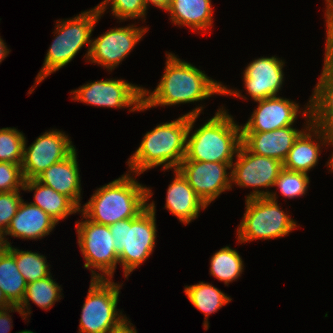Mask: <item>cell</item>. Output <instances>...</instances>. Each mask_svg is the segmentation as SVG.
Masks as SVG:
<instances>
[{
  "label": "cell",
  "mask_w": 333,
  "mask_h": 333,
  "mask_svg": "<svg viewBox=\"0 0 333 333\" xmlns=\"http://www.w3.org/2000/svg\"><path fill=\"white\" fill-rule=\"evenodd\" d=\"M166 67L154 91L143 88V107L145 110L156 106H172L198 102L212 95H233L246 97L239 90L228 89L221 82L214 81L204 71L191 63L182 61L175 54L166 53Z\"/></svg>",
  "instance_id": "6da1fadb"
},
{
  "label": "cell",
  "mask_w": 333,
  "mask_h": 333,
  "mask_svg": "<svg viewBox=\"0 0 333 333\" xmlns=\"http://www.w3.org/2000/svg\"><path fill=\"white\" fill-rule=\"evenodd\" d=\"M203 108L198 106L178 119L158 124L147 132L138 149L128 158V172L139 176L161 165L163 170L177 169L186 155L189 116H199Z\"/></svg>",
  "instance_id": "7a4b0ae2"
},
{
  "label": "cell",
  "mask_w": 333,
  "mask_h": 333,
  "mask_svg": "<svg viewBox=\"0 0 333 333\" xmlns=\"http://www.w3.org/2000/svg\"><path fill=\"white\" fill-rule=\"evenodd\" d=\"M152 195L150 188L138 183L135 175L128 172L96 189L79 212L83 220L87 218L109 226L120 220L137 217L148 207L147 202Z\"/></svg>",
  "instance_id": "3957f363"
},
{
  "label": "cell",
  "mask_w": 333,
  "mask_h": 333,
  "mask_svg": "<svg viewBox=\"0 0 333 333\" xmlns=\"http://www.w3.org/2000/svg\"><path fill=\"white\" fill-rule=\"evenodd\" d=\"M197 118L198 116H189L186 155L183 160L233 163V157L241 146V126L221 107L211 119L192 133Z\"/></svg>",
  "instance_id": "277c9868"
},
{
  "label": "cell",
  "mask_w": 333,
  "mask_h": 333,
  "mask_svg": "<svg viewBox=\"0 0 333 333\" xmlns=\"http://www.w3.org/2000/svg\"><path fill=\"white\" fill-rule=\"evenodd\" d=\"M101 19L97 7L66 20H57L53 32L54 40L51 43L44 59L43 67L36 76L35 85L29 89V94L34 91L47 76L66 66L79 53L85 45H89L84 58L88 60L91 48V34L96 23Z\"/></svg>",
  "instance_id": "5b68a950"
},
{
  "label": "cell",
  "mask_w": 333,
  "mask_h": 333,
  "mask_svg": "<svg viewBox=\"0 0 333 333\" xmlns=\"http://www.w3.org/2000/svg\"><path fill=\"white\" fill-rule=\"evenodd\" d=\"M155 213V203L152 201L137 217L109 225L113 245L127 280L131 272L153 254L157 236Z\"/></svg>",
  "instance_id": "8992f818"
},
{
  "label": "cell",
  "mask_w": 333,
  "mask_h": 333,
  "mask_svg": "<svg viewBox=\"0 0 333 333\" xmlns=\"http://www.w3.org/2000/svg\"><path fill=\"white\" fill-rule=\"evenodd\" d=\"M276 195L272 191L268 197L245 200L246 210L237 229L239 243L281 238L298 227L296 221L280 208Z\"/></svg>",
  "instance_id": "52a82bcc"
},
{
  "label": "cell",
  "mask_w": 333,
  "mask_h": 333,
  "mask_svg": "<svg viewBox=\"0 0 333 333\" xmlns=\"http://www.w3.org/2000/svg\"><path fill=\"white\" fill-rule=\"evenodd\" d=\"M112 281L91 279L81 311L78 333H108L126 317L122 311H117L123 284Z\"/></svg>",
  "instance_id": "ba28073f"
},
{
  "label": "cell",
  "mask_w": 333,
  "mask_h": 333,
  "mask_svg": "<svg viewBox=\"0 0 333 333\" xmlns=\"http://www.w3.org/2000/svg\"><path fill=\"white\" fill-rule=\"evenodd\" d=\"M76 231L78 245L85 260L84 268L91 270V279L113 278L119 255L114 248L109 226L86 218L76 222Z\"/></svg>",
  "instance_id": "9c48e42d"
},
{
  "label": "cell",
  "mask_w": 333,
  "mask_h": 333,
  "mask_svg": "<svg viewBox=\"0 0 333 333\" xmlns=\"http://www.w3.org/2000/svg\"><path fill=\"white\" fill-rule=\"evenodd\" d=\"M71 94L72 100L88 105L116 109L129 108V112L145 110L143 87L122 79L93 81L72 90Z\"/></svg>",
  "instance_id": "30bf717a"
},
{
  "label": "cell",
  "mask_w": 333,
  "mask_h": 333,
  "mask_svg": "<svg viewBox=\"0 0 333 333\" xmlns=\"http://www.w3.org/2000/svg\"><path fill=\"white\" fill-rule=\"evenodd\" d=\"M235 159L237 160L231 165V184L244 188L253 187L255 190L250 192L246 199L268 197L270 191H267V188L274 187L283 163L251 153L242 144ZM259 188H266V191Z\"/></svg>",
  "instance_id": "8fae6325"
},
{
  "label": "cell",
  "mask_w": 333,
  "mask_h": 333,
  "mask_svg": "<svg viewBox=\"0 0 333 333\" xmlns=\"http://www.w3.org/2000/svg\"><path fill=\"white\" fill-rule=\"evenodd\" d=\"M26 143L25 137L21 163L25 180L35 179L52 164L64 160L76 149L68 135L57 129L43 133L29 147H26Z\"/></svg>",
  "instance_id": "7c38bea8"
},
{
  "label": "cell",
  "mask_w": 333,
  "mask_h": 333,
  "mask_svg": "<svg viewBox=\"0 0 333 333\" xmlns=\"http://www.w3.org/2000/svg\"><path fill=\"white\" fill-rule=\"evenodd\" d=\"M148 31V27H137L135 24L109 29L99 37L91 38L88 62L101 65L112 71L118 67L137 43Z\"/></svg>",
  "instance_id": "4fadbf2b"
},
{
  "label": "cell",
  "mask_w": 333,
  "mask_h": 333,
  "mask_svg": "<svg viewBox=\"0 0 333 333\" xmlns=\"http://www.w3.org/2000/svg\"><path fill=\"white\" fill-rule=\"evenodd\" d=\"M231 165L232 163L183 160L177 169L208 207L222 192L232 189L231 171H226L231 170Z\"/></svg>",
  "instance_id": "5bb4252c"
},
{
  "label": "cell",
  "mask_w": 333,
  "mask_h": 333,
  "mask_svg": "<svg viewBox=\"0 0 333 333\" xmlns=\"http://www.w3.org/2000/svg\"><path fill=\"white\" fill-rule=\"evenodd\" d=\"M285 62L276 56L251 61L243 72L244 87L254 101L278 96Z\"/></svg>",
  "instance_id": "9a60e30c"
},
{
  "label": "cell",
  "mask_w": 333,
  "mask_h": 333,
  "mask_svg": "<svg viewBox=\"0 0 333 333\" xmlns=\"http://www.w3.org/2000/svg\"><path fill=\"white\" fill-rule=\"evenodd\" d=\"M255 102L258 106L250 119L241 125V132H267L293 126L300 113L298 103L280 96Z\"/></svg>",
  "instance_id": "2e32d148"
},
{
  "label": "cell",
  "mask_w": 333,
  "mask_h": 333,
  "mask_svg": "<svg viewBox=\"0 0 333 333\" xmlns=\"http://www.w3.org/2000/svg\"><path fill=\"white\" fill-rule=\"evenodd\" d=\"M301 113L307 119L306 129L295 140L293 147L288 151L286 159L283 161V167L306 173L318 164V158L321 154V147L325 145V134L315 125L311 124V115L309 111V101ZM317 141H316V140ZM321 141V142H320Z\"/></svg>",
  "instance_id": "e0dca14e"
},
{
  "label": "cell",
  "mask_w": 333,
  "mask_h": 333,
  "mask_svg": "<svg viewBox=\"0 0 333 333\" xmlns=\"http://www.w3.org/2000/svg\"><path fill=\"white\" fill-rule=\"evenodd\" d=\"M287 126L267 132H241V144L251 153L283 163L295 140L305 130Z\"/></svg>",
  "instance_id": "ac0fdd59"
},
{
  "label": "cell",
  "mask_w": 333,
  "mask_h": 333,
  "mask_svg": "<svg viewBox=\"0 0 333 333\" xmlns=\"http://www.w3.org/2000/svg\"><path fill=\"white\" fill-rule=\"evenodd\" d=\"M75 149L64 160L52 164L35 179L59 194L67 196L79 209L81 208V178Z\"/></svg>",
  "instance_id": "d6986e66"
},
{
  "label": "cell",
  "mask_w": 333,
  "mask_h": 333,
  "mask_svg": "<svg viewBox=\"0 0 333 333\" xmlns=\"http://www.w3.org/2000/svg\"><path fill=\"white\" fill-rule=\"evenodd\" d=\"M319 81L309 100L311 124L325 135L333 133V57L325 55Z\"/></svg>",
  "instance_id": "ffe728a7"
},
{
  "label": "cell",
  "mask_w": 333,
  "mask_h": 333,
  "mask_svg": "<svg viewBox=\"0 0 333 333\" xmlns=\"http://www.w3.org/2000/svg\"><path fill=\"white\" fill-rule=\"evenodd\" d=\"M57 224L41 208L22 200L4 236L37 240L48 236Z\"/></svg>",
  "instance_id": "44dd1931"
},
{
  "label": "cell",
  "mask_w": 333,
  "mask_h": 333,
  "mask_svg": "<svg viewBox=\"0 0 333 333\" xmlns=\"http://www.w3.org/2000/svg\"><path fill=\"white\" fill-rule=\"evenodd\" d=\"M174 178L167 188L165 208L184 225L198 218L200 210L207 206L197 196L187 179L178 169L173 171Z\"/></svg>",
  "instance_id": "7402d4cb"
},
{
  "label": "cell",
  "mask_w": 333,
  "mask_h": 333,
  "mask_svg": "<svg viewBox=\"0 0 333 333\" xmlns=\"http://www.w3.org/2000/svg\"><path fill=\"white\" fill-rule=\"evenodd\" d=\"M211 5V0H171L165 11L175 25L189 27L193 32L207 31L213 24Z\"/></svg>",
  "instance_id": "603a6c76"
},
{
  "label": "cell",
  "mask_w": 333,
  "mask_h": 333,
  "mask_svg": "<svg viewBox=\"0 0 333 333\" xmlns=\"http://www.w3.org/2000/svg\"><path fill=\"white\" fill-rule=\"evenodd\" d=\"M23 190H34V202L30 203L41 208L57 223L79 212V208L67 196L59 194L36 179L25 180Z\"/></svg>",
  "instance_id": "cb8c5ba5"
},
{
  "label": "cell",
  "mask_w": 333,
  "mask_h": 333,
  "mask_svg": "<svg viewBox=\"0 0 333 333\" xmlns=\"http://www.w3.org/2000/svg\"><path fill=\"white\" fill-rule=\"evenodd\" d=\"M184 292L191 304L204 314L203 326L205 330L209 329V315L216 313L222 306L232 300L230 296H227L217 287L203 281L198 284L185 286Z\"/></svg>",
  "instance_id": "d4e9b609"
},
{
  "label": "cell",
  "mask_w": 333,
  "mask_h": 333,
  "mask_svg": "<svg viewBox=\"0 0 333 333\" xmlns=\"http://www.w3.org/2000/svg\"><path fill=\"white\" fill-rule=\"evenodd\" d=\"M61 290V285L59 286V284L53 280L51 274L45 278L27 283L24 298L18 306L24 314V319L31 314L29 308L30 300L41 309L48 310L58 302V300H61Z\"/></svg>",
  "instance_id": "484cf974"
},
{
  "label": "cell",
  "mask_w": 333,
  "mask_h": 333,
  "mask_svg": "<svg viewBox=\"0 0 333 333\" xmlns=\"http://www.w3.org/2000/svg\"><path fill=\"white\" fill-rule=\"evenodd\" d=\"M27 282L18 270L15 258L5 250L0 255V289L13 306L24 298Z\"/></svg>",
  "instance_id": "4316f807"
},
{
  "label": "cell",
  "mask_w": 333,
  "mask_h": 333,
  "mask_svg": "<svg viewBox=\"0 0 333 333\" xmlns=\"http://www.w3.org/2000/svg\"><path fill=\"white\" fill-rule=\"evenodd\" d=\"M244 264L238 251L229 246L223 247L213 254L210 260V275L225 285L241 276Z\"/></svg>",
  "instance_id": "83f0119b"
},
{
  "label": "cell",
  "mask_w": 333,
  "mask_h": 333,
  "mask_svg": "<svg viewBox=\"0 0 333 333\" xmlns=\"http://www.w3.org/2000/svg\"><path fill=\"white\" fill-rule=\"evenodd\" d=\"M16 261L18 270L27 283L45 278L51 274L46 257L32 251H22L11 245L6 249Z\"/></svg>",
  "instance_id": "f1b7e54d"
},
{
  "label": "cell",
  "mask_w": 333,
  "mask_h": 333,
  "mask_svg": "<svg viewBox=\"0 0 333 333\" xmlns=\"http://www.w3.org/2000/svg\"><path fill=\"white\" fill-rule=\"evenodd\" d=\"M25 135L16 128L0 129V161L21 164Z\"/></svg>",
  "instance_id": "f546056e"
},
{
  "label": "cell",
  "mask_w": 333,
  "mask_h": 333,
  "mask_svg": "<svg viewBox=\"0 0 333 333\" xmlns=\"http://www.w3.org/2000/svg\"><path fill=\"white\" fill-rule=\"evenodd\" d=\"M107 5L111 6V14L120 21L138 18L145 21L148 10L144 0H104L96 6L101 16L107 10Z\"/></svg>",
  "instance_id": "4dcf8cb0"
},
{
  "label": "cell",
  "mask_w": 333,
  "mask_h": 333,
  "mask_svg": "<svg viewBox=\"0 0 333 333\" xmlns=\"http://www.w3.org/2000/svg\"><path fill=\"white\" fill-rule=\"evenodd\" d=\"M309 183L308 174L283 167L275 180L274 187L277 186L281 195L290 199L305 195Z\"/></svg>",
  "instance_id": "1f68e13d"
},
{
  "label": "cell",
  "mask_w": 333,
  "mask_h": 333,
  "mask_svg": "<svg viewBox=\"0 0 333 333\" xmlns=\"http://www.w3.org/2000/svg\"><path fill=\"white\" fill-rule=\"evenodd\" d=\"M24 181L21 164L0 161V192L23 190Z\"/></svg>",
  "instance_id": "d6a6232c"
},
{
  "label": "cell",
  "mask_w": 333,
  "mask_h": 333,
  "mask_svg": "<svg viewBox=\"0 0 333 333\" xmlns=\"http://www.w3.org/2000/svg\"><path fill=\"white\" fill-rule=\"evenodd\" d=\"M19 191L0 192V232L3 235L23 200Z\"/></svg>",
  "instance_id": "836d02e7"
},
{
  "label": "cell",
  "mask_w": 333,
  "mask_h": 333,
  "mask_svg": "<svg viewBox=\"0 0 333 333\" xmlns=\"http://www.w3.org/2000/svg\"><path fill=\"white\" fill-rule=\"evenodd\" d=\"M326 5V45L325 55L333 57V0H325Z\"/></svg>",
  "instance_id": "e575fe53"
},
{
  "label": "cell",
  "mask_w": 333,
  "mask_h": 333,
  "mask_svg": "<svg viewBox=\"0 0 333 333\" xmlns=\"http://www.w3.org/2000/svg\"><path fill=\"white\" fill-rule=\"evenodd\" d=\"M19 312L20 316H22L24 319V314L20 310L18 306H12L8 309L0 310V333H10L9 331L12 329V319L9 313L11 312Z\"/></svg>",
  "instance_id": "d590c367"
},
{
  "label": "cell",
  "mask_w": 333,
  "mask_h": 333,
  "mask_svg": "<svg viewBox=\"0 0 333 333\" xmlns=\"http://www.w3.org/2000/svg\"><path fill=\"white\" fill-rule=\"evenodd\" d=\"M133 324L125 317L117 326L108 333H137Z\"/></svg>",
  "instance_id": "8d00e7d4"
},
{
  "label": "cell",
  "mask_w": 333,
  "mask_h": 333,
  "mask_svg": "<svg viewBox=\"0 0 333 333\" xmlns=\"http://www.w3.org/2000/svg\"><path fill=\"white\" fill-rule=\"evenodd\" d=\"M146 7L152 4L160 9L166 10L171 2V0H144Z\"/></svg>",
  "instance_id": "74e56055"
},
{
  "label": "cell",
  "mask_w": 333,
  "mask_h": 333,
  "mask_svg": "<svg viewBox=\"0 0 333 333\" xmlns=\"http://www.w3.org/2000/svg\"><path fill=\"white\" fill-rule=\"evenodd\" d=\"M332 145L333 146V133L325 135V146ZM331 159L327 162V167L330 168L331 172H333V152L330 157Z\"/></svg>",
  "instance_id": "f35d334b"
},
{
  "label": "cell",
  "mask_w": 333,
  "mask_h": 333,
  "mask_svg": "<svg viewBox=\"0 0 333 333\" xmlns=\"http://www.w3.org/2000/svg\"><path fill=\"white\" fill-rule=\"evenodd\" d=\"M9 52L10 51H9L8 47L6 46V43L0 37V63L2 62V60H4L5 57L8 56Z\"/></svg>",
  "instance_id": "ab89813d"
},
{
  "label": "cell",
  "mask_w": 333,
  "mask_h": 333,
  "mask_svg": "<svg viewBox=\"0 0 333 333\" xmlns=\"http://www.w3.org/2000/svg\"><path fill=\"white\" fill-rule=\"evenodd\" d=\"M13 305L8 301L5 294L0 289V310L8 309Z\"/></svg>",
  "instance_id": "60d3db41"
},
{
  "label": "cell",
  "mask_w": 333,
  "mask_h": 333,
  "mask_svg": "<svg viewBox=\"0 0 333 333\" xmlns=\"http://www.w3.org/2000/svg\"><path fill=\"white\" fill-rule=\"evenodd\" d=\"M11 242L0 232V255L10 246Z\"/></svg>",
  "instance_id": "b9f144b4"
},
{
  "label": "cell",
  "mask_w": 333,
  "mask_h": 333,
  "mask_svg": "<svg viewBox=\"0 0 333 333\" xmlns=\"http://www.w3.org/2000/svg\"><path fill=\"white\" fill-rule=\"evenodd\" d=\"M18 333H34V332L31 331V330H22V331H20V332H18Z\"/></svg>",
  "instance_id": "7bdbcfd3"
}]
</instances>
